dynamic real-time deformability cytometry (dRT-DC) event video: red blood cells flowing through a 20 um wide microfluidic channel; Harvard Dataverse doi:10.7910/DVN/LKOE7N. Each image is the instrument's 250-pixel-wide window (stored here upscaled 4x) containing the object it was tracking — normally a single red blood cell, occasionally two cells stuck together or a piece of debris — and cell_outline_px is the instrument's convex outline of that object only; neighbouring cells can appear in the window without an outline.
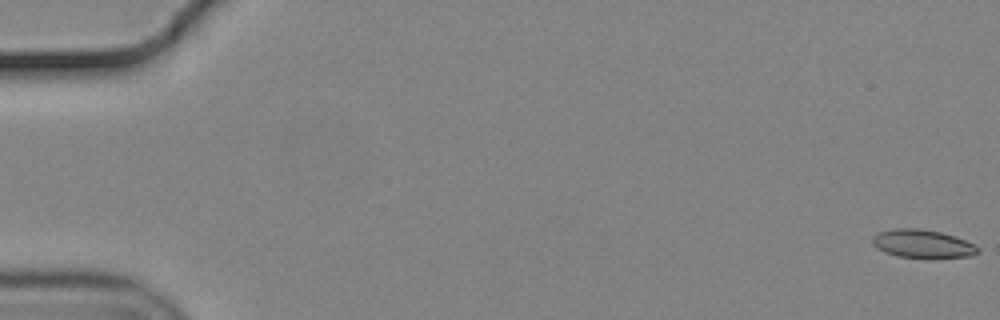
{"species": "common noctule bat (a hibernating species)", "species_latin": "Nyctalus noctula", "temperature_condition": "cold", "stored_images_in_passage": 56, "camera_frame_rate_fps": 3000, "um_per_image_px": 0.085, "animal": {"sex": "male", "body_mass_g": 19.2, "forearm_length_mm": 51.8}, "frame": {"image": 1, "passage_image": 1, "time_ms": 0.0, "image_size_px": [1000, 320], "cell_outline_px": [[980, 252], [972, 256], [896, 256], [884, 252], [876, 248], [872, 244], [872, 236], [876, 232], [896, 228], [916, 228], [940, 232], [964, 240], [980, 248]], "centroid_in_image_um": [78.34, 20.69], "position_along_channel_um": 6.7, "area_um2": 16.88}}
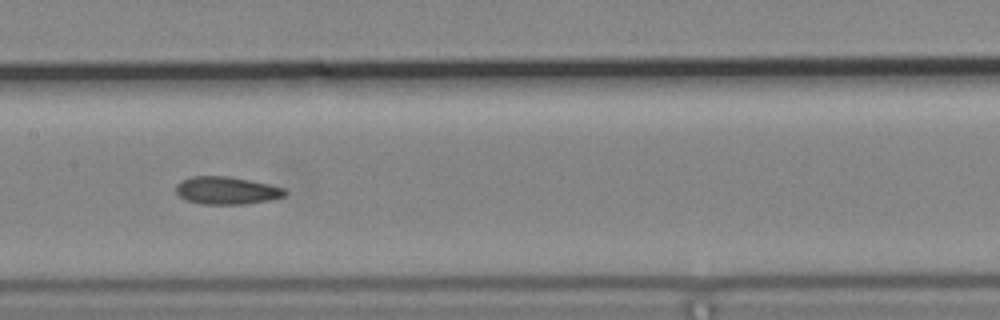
{"frame": {"image": 2, "passage_image": 29, "time_ms": 9.333, "image_size_px": [1000, 320], "cell_outline_px": [[288, 192], [284, 196], [272, 200], [244, 204], [200, 204], [188, 200], [180, 196], [176, 192], [176, 184], [180, 180], [192, 176], [228, 176], [268, 184], [284, 188]], "centroid_in_image_um": [19.26, 16.19], "position_along_channel_um": 188.1, "area_um2": 17.57}}
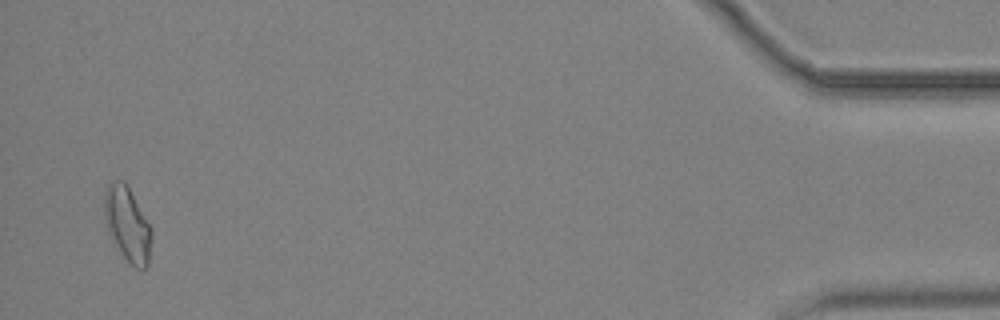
{"frame": {"image": 3, "passage_image": 55, "time_ms": 18.0, "image_size_px": [1000, 320], "cell_outline_px": [[152, 236], [148, 264], [144, 268], [136, 268], [124, 256], [108, 232], [104, 224], [104, 192], [108, 184], [116, 180], [124, 180], [152, 228]], "centroid_in_image_um": [10.82, 19.02], "position_along_channel_um": 424.4, "area_um2": 20.29}, "authors_computed_cell_mechanics": {"area_um2": 17.6868, "velocity_mm_per_s": 3.6945, "shape_relaxation_time_tau1_ms": 9.2447, "shape_relaxation_time_tau2_ms": 4.5532, "deformation_change_tau1": 0.1688, "deformation_change_tau2": 0.1159}}